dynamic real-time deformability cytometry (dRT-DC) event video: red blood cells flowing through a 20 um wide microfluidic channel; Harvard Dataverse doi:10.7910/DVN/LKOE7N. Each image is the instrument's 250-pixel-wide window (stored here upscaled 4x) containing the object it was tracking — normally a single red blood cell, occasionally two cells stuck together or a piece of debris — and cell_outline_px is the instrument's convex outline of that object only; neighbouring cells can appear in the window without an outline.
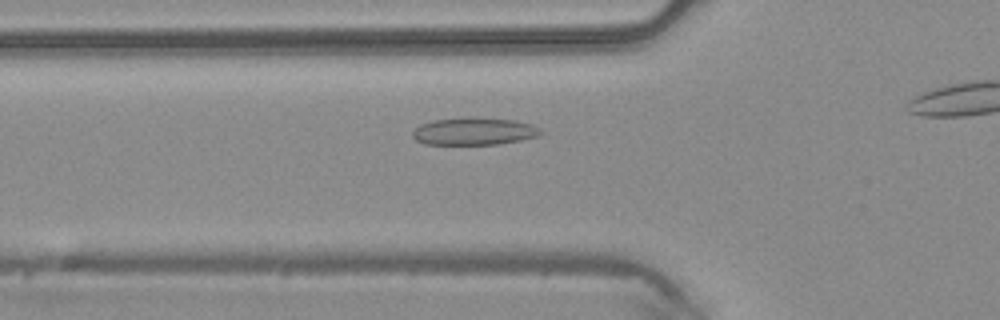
{"species": "common noctule bat (a hibernating species)", "species_latin": "Nyctalus noctula", "temperature_condition": "warm", "stored_images_in_passage": 31, "camera_frame_rate_fps": 3000, "um_per_image_px": 0.085, "animal": {"sex": "male", "body_mass_g": 20.4}, "frame": {"image": 1, "passage_image": 9, "time_ms": 2.667, "image_size_px": [1000, 320], "cell_outline_px": [[544, 132], [540, 136], [520, 140], [496, 144], [424, 144], [416, 140], [412, 136], [412, 132], [420, 124], [432, 120], [516, 120], [532, 124], [540, 128]], "centroid_in_image_um": [40.33, 11.21], "position_along_channel_um": 85.5, "area_um2": 19.59}}
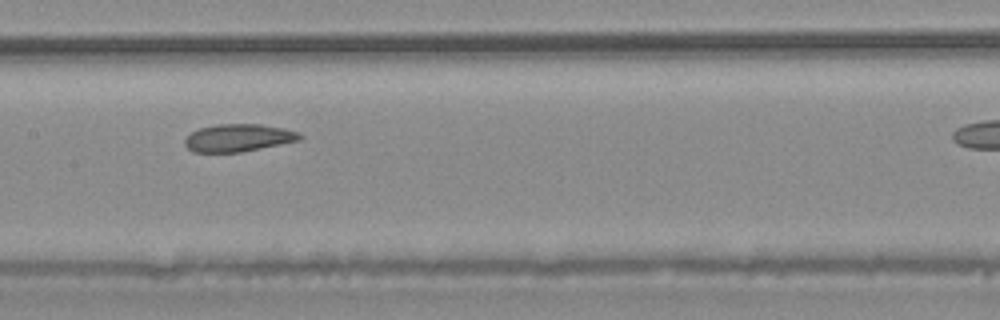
{"frame": {"image": 2, "passage_image": 16, "time_ms": 5.0, "image_size_px": [1000, 320], "cell_outline_px": [[304, 136], [300, 140], [240, 152], [192, 152], [184, 144], [184, 140], [192, 132], [200, 128], [216, 124], [260, 124], [284, 128], [300, 132]], "centroid_in_image_um": [20.28, 11.71], "position_along_channel_um": 187.1, "area_um2": 18.44}}
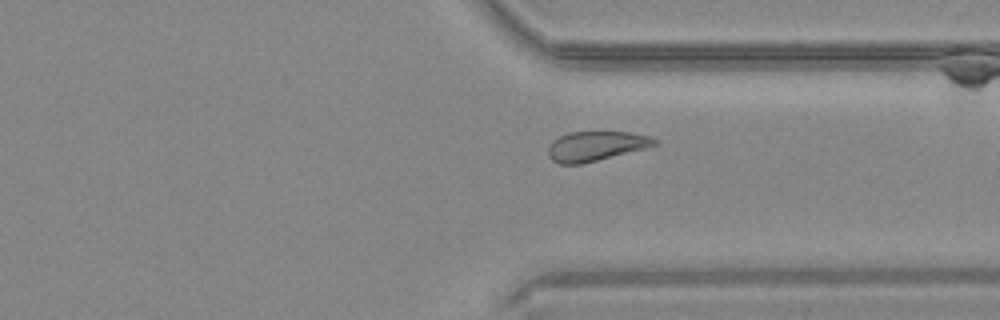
{"frame": {"image": 3, "passage_image": 28, "time_ms": 9.0, "image_size_px": [1000, 320], "cell_outline_px": [[656, 144], [648, 148], [580, 164], [560, 164], [552, 160], [548, 156], [548, 148], [552, 140], [568, 132], [628, 132], [648, 136], [656, 140]], "centroid_in_image_um": [50.61, 12.42], "position_along_channel_um": 360.8, "area_um2": 18.26}}